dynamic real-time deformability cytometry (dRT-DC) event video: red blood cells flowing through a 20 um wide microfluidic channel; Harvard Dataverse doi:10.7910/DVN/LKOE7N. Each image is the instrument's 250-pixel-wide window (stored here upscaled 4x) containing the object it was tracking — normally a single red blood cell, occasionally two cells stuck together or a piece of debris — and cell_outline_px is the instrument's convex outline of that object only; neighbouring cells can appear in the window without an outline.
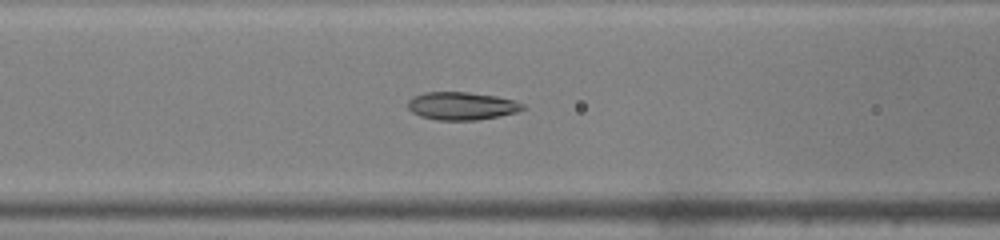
{"species": "common noctule bat (a hibernating species)", "species_latin": "Nyctalus noctula", "temperature_condition": "warm", "stored_images_in_passage": 33, "camera_frame_rate_fps": 3000, "um_per_image_px": 0.085, "animal": {"sex": "male", "body_mass_g": 19.0, "forearm_length_mm": 50.8}, "frame": {"image": 1, "passage_image": 5, "time_ms": 1.333, "image_size_px": [1000, 240], "cell_outline_px": [[528, 108], [516, 112], [500, 116], [476, 120], [436, 120], [420, 116], [412, 112], [408, 108], [408, 100], [412, 96], [424, 92], [468, 92], [496, 96], [512, 100], [524, 104]], "centroid_in_image_um": [39.24, 9.0], "position_along_channel_um": 127.4, "area_um2": 18.79}}
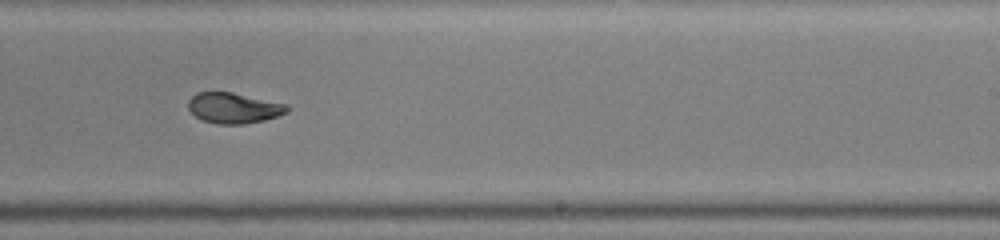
{"frame": {"image": 2, "passage_image": 15, "time_ms": 4.667, "image_size_px": [1000, 240], "cell_outline_px": [[288, 112], [264, 120], [244, 124], [216, 124], [200, 120], [188, 108], [188, 100], [196, 92], [232, 92], [288, 104]], "centroid_in_image_um": [19.85, 9.18], "position_along_channel_um": 269.2, "area_um2": 17.69}}
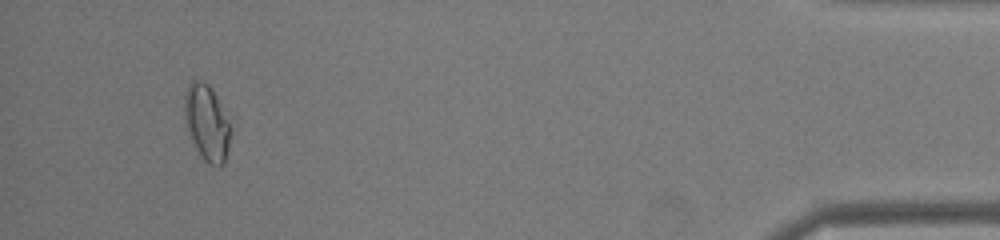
{"frame": {"image": 3, "passage_image": 30, "time_ms": 9.667, "image_size_px": [1000, 240], "cell_outline_px": [[232, 132], [224, 164], [208, 164], [204, 160], [188, 136], [184, 116], [184, 96], [188, 84], [192, 80], [200, 80], [208, 84], [232, 116]], "centroid_in_image_um": [17.62, 10.39], "position_along_channel_um": 417.6, "area_um2": 21.27}}